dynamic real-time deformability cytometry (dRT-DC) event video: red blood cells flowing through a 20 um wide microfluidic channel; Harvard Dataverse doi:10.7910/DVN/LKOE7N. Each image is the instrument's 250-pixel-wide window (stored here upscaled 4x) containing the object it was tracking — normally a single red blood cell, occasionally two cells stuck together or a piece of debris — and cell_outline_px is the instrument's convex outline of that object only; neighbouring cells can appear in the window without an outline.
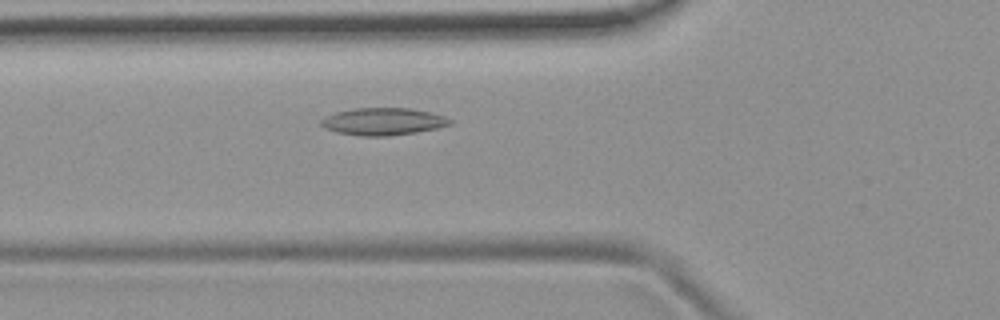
{"species": "common noctule bat (a hibernating species)", "species_latin": "Nyctalus noctula", "temperature_condition": "room temperature", "stored_images_in_passage": 33, "camera_frame_rate_fps": 3000, "um_per_image_px": 0.085, "animal": {"sex": "female", "body_mass_g": 19.9}, "frame": {"image": 1, "passage_image": 3, "time_ms": 0.667, "image_size_px": [1000, 320], "cell_outline_px": [[452, 124], [436, 128], [416, 132], [388, 136], [360, 136], [336, 132], [324, 128], [320, 124], [320, 120], [336, 112], [352, 108], [408, 108], [432, 112], [444, 116], [452, 120]], "centroid_in_image_um": [32.56, 10.33], "position_along_channel_um": 93.2, "area_um2": 20.52}}
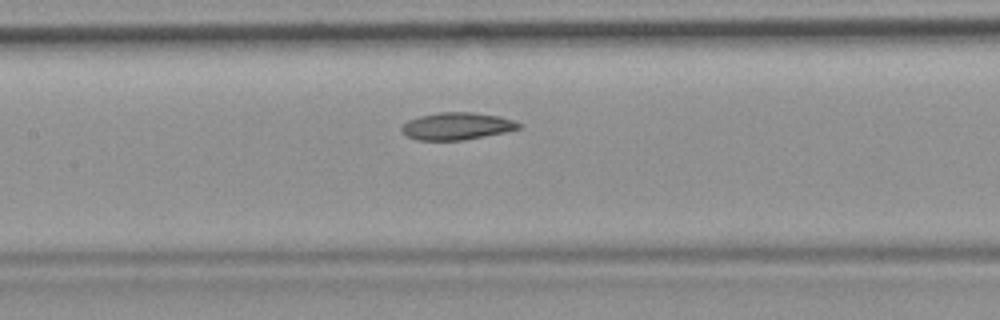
{"frame": {"image": 2, "passage_image": 9, "time_ms": 2.667, "image_size_px": [1000, 320], "cell_outline_px": [[524, 124], [520, 128], [504, 132], [464, 140], [416, 140], [408, 136], [400, 128], [408, 120], [420, 116], [440, 112], [472, 112], [500, 116]], "centroid_in_image_um": [38.85, 10.71], "position_along_channel_um": 168.5, "area_um2": 18.5}}
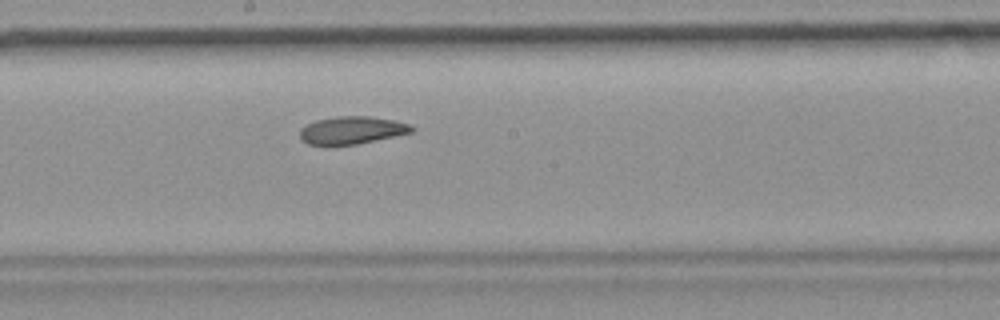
{"frame": {"image": 3, "passage_image": 13, "time_ms": 4.0, "image_size_px": [1000, 320], "cell_outline_px": [[416, 128], [412, 132], [356, 144], [328, 148], [308, 144], [300, 140], [300, 128], [316, 120], [336, 116], [368, 116], [392, 120], [408, 124]], "centroid_in_image_um": [29.81, 11.1], "position_along_channel_um": 218.4, "area_um2": 18.38}}